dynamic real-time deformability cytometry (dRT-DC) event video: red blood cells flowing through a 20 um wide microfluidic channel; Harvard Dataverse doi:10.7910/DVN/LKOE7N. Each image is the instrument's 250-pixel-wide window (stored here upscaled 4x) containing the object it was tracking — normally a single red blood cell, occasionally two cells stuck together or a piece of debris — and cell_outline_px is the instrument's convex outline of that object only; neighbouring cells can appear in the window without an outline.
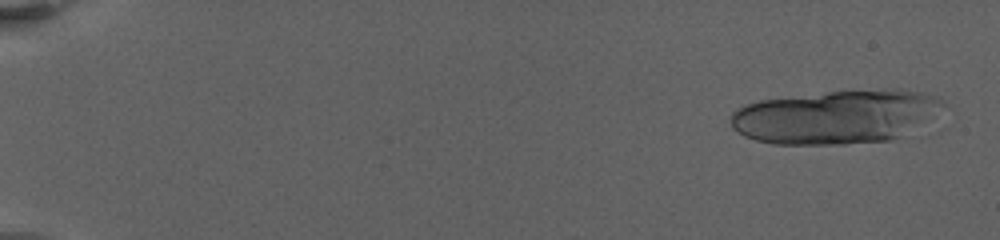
{"species": "human", "species_latin": "Homo sapiens", "temperature_condition": "warm", "stored_images_in_passage": 20, "camera_frame_rate_fps": 3000, "um_per_image_px": 0.085, "donor": {"sex": "female"}, "frame": {"image": 1, "passage_image": 2, "time_ms": 0.667, "image_size_px": [1000, 240], "cell_outline_px": [[944, 104], [900, 136], [892, 140], [844, 144], [772, 144], [756, 140], [744, 136], [732, 128], [732, 112], [736, 108], [744, 104], [760, 100], [828, 92], [892, 88], [900, 88], [924, 92], [940, 96]], "centroid_in_image_um": [70.98, 9.91], "position_along_channel_um": 14.0, "area_um2": 65.78}}